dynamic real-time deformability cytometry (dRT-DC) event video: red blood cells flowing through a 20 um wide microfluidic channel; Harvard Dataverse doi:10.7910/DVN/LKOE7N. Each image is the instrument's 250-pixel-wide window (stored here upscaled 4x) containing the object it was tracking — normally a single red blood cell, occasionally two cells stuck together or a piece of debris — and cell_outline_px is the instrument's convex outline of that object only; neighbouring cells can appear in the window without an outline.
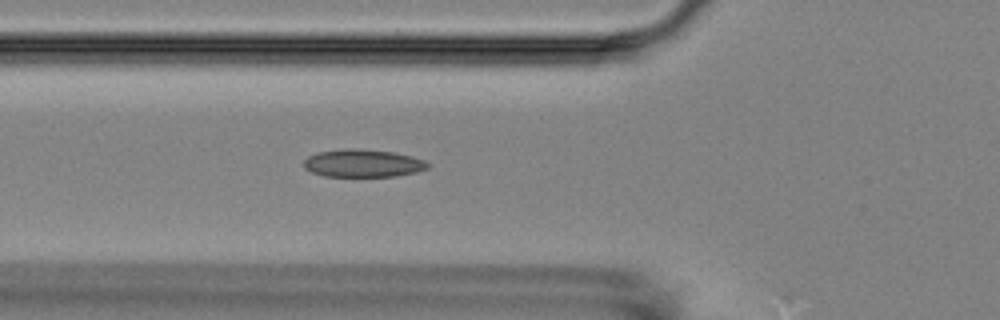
{"species": "Egyptian fruit bat (a non-hibernating species)", "species_latin": "Rousettus aegyptiacus", "temperature_condition": "room temperature", "stored_images_in_passage": 6, "camera_frame_rate_fps": 3000, "um_per_image_px": 0.085, "animal": {"sex": "female"}, "frame": {"image": 1, "passage_image": 6, "time_ms": 5.667, "image_size_px": [1000, 320], "cell_outline_px": [[428, 168], [416, 172], [396, 176], [324, 176], [312, 172], [304, 168], [304, 160], [308, 156], [320, 152], [348, 148], [360, 148], [392, 152], [412, 156], [424, 160], [428, 164]], "centroid_in_image_um": [30.84, 13.87], "position_along_channel_um": 95.0, "area_um2": 19.94}}